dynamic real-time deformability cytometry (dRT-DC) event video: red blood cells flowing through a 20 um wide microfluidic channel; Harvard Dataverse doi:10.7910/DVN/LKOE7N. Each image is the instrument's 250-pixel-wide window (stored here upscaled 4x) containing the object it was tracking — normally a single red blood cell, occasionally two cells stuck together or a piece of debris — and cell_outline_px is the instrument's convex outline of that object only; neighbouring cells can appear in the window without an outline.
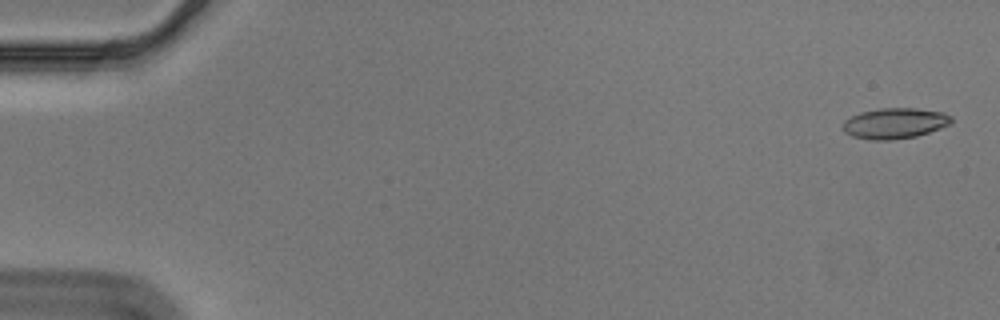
{"species": "Egyptian fruit bat (a non-hibernating species)", "species_latin": "Rousettus aegyptiacus", "temperature_condition": "cold", "stored_images_in_passage": 57, "camera_frame_rate_fps": 3000, "um_per_image_px": 0.085, "animal": {"sex": "male"}, "frame": {"image": 1, "passage_image": 2, "time_ms": 0.333, "image_size_px": [1000, 320], "cell_outline_px": [[952, 124], [916, 136], [892, 140], [872, 140], [852, 136], [844, 132], [844, 120], [860, 112], [880, 108], [916, 108], [944, 112], [952, 116]], "centroid_in_image_um": [76.08, 10.47], "position_along_channel_um": 8.9, "area_um2": 19.42}}
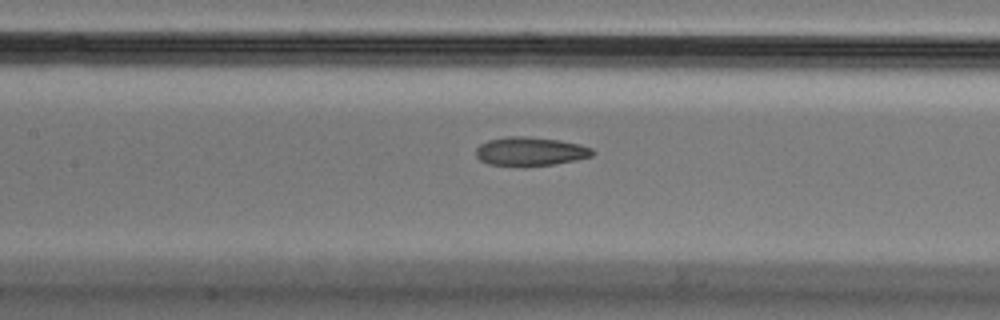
{"frame": {"image": 2, "passage_image": 27, "time_ms": 8.667, "image_size_px": [1000, 320], "cell_outline_px": [[596, 152], [592, 156], [576, 160], [552, 164], [524, 168], [488, 164], [480, 160], [476, 156], [476, 148], [480, 144], [488, 140], [508, 136], [524, 136], [560, 140], [580, 144], [592, 148]], "centroid_in_image_um": [45.07, 12.89], "position_along_channel_um": 162.3, "area_um2": 20.0}}
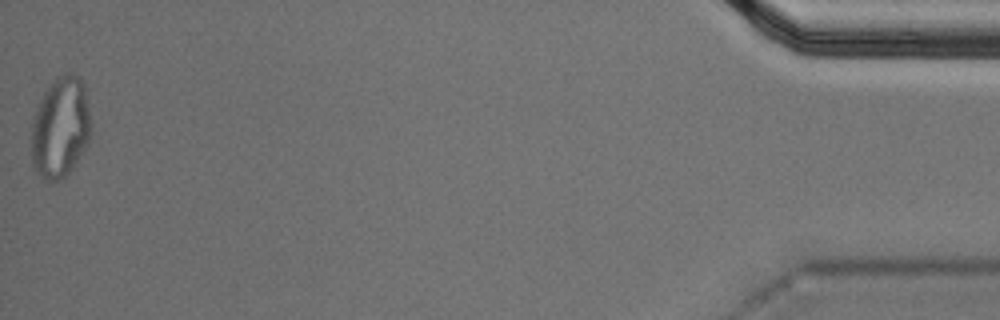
{"frame": {"image": 3, "passage_image": 57, "time_ms": 18.667, "image_size_px": [1000, 320], "cell_outline_px": [[92, 128], [88, 144], [72, 168], [60, 180], [52, 184], [36, 172], [32, 164], [32, 124], [36, 104], [44, 92], [60, 76], [68, 72], [76, 76], [84, 84]], "centroid_in_image_um": [5.13, 10.87], "position_along_channel_um": 430.1, "area_um2": 35.03}, "authors_computed_cell_mechanics": {"area_um2": 19.8832, "velocity_mm_per_s": 3.5672, "shape_relaxation_time_tau1_ms": null, "shape_relaxation_time_tau2_ms": 2.9012, "deformation_change_tau1": null, "deformation_change_tau2": 0.097}}